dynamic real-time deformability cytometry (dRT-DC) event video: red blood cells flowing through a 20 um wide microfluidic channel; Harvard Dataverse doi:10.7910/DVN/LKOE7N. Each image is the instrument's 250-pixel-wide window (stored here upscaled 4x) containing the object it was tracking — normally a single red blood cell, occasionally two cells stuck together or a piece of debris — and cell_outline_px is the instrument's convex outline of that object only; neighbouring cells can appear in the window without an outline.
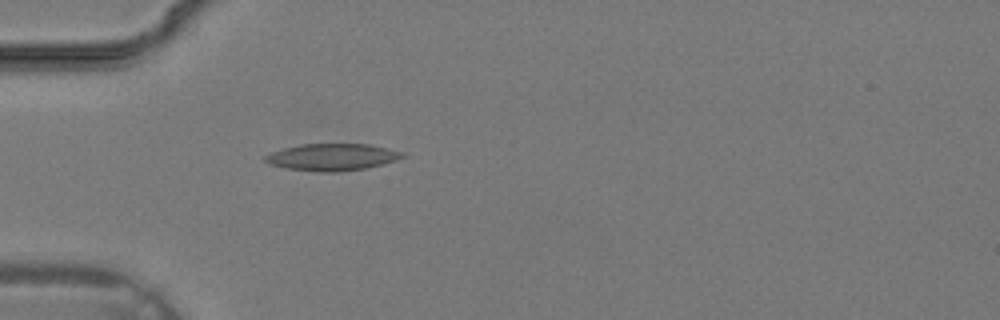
{"species": "common noctule bat (a hibernating species)", "species_latin": "Nyctalus noctula", "temperature_condition": "warm", "stored_images_in_passage": 26, "camera_frame_rate_fps": 3000, "um_per_image_px": 0.085, "animal": {"sex": "male", "body_mass_g": 19.2, "forearm_length_mm": 51.8}, "frame": {"image": 1, "passage_image": 1, "time_ms": 0.0, "image_size_px": [1000, 320], "cell_outline_px": [[404, 156], [396, 160], [384, 164], [364, 168], [336, 172], [320, 172], [288, 168], [268, 164], [264, 160], [264, 156], [272, 152], [284, 148], [300, 144], [368, 144], [388, 148], [404, 152]], "centroid_in_image_um": [28.23, 13.35], "position_along_channel_um": 56.8, "area_um2": 21.44}}
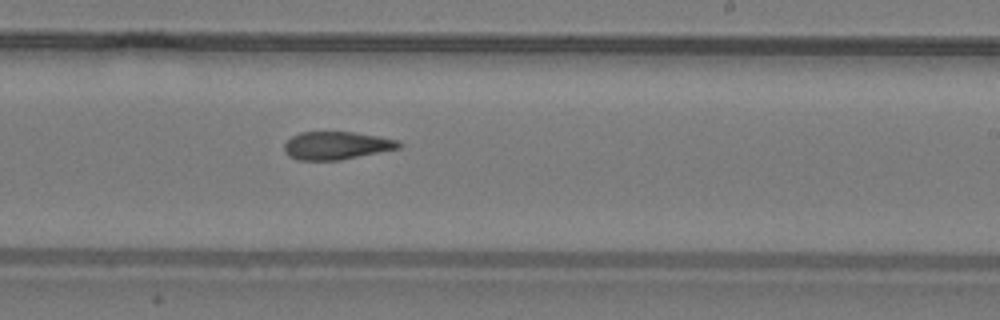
{"frame": {"image": 2, "passage_image": 12, "time_ms": 3.667, "image_size_px": [1000, 320], "cell_outline_px": [[404, 144], [400, 148], [340, 160], [296, 160], [288, 156], [284, 152], [284, 144], [292, 136], [300, 132], [352, 132], [380, 136], [396, 140]], "centroid_in_image_um": [28.59, 12.37], "position_along_channel_um": 260.4, "area_um2": 18.73}}
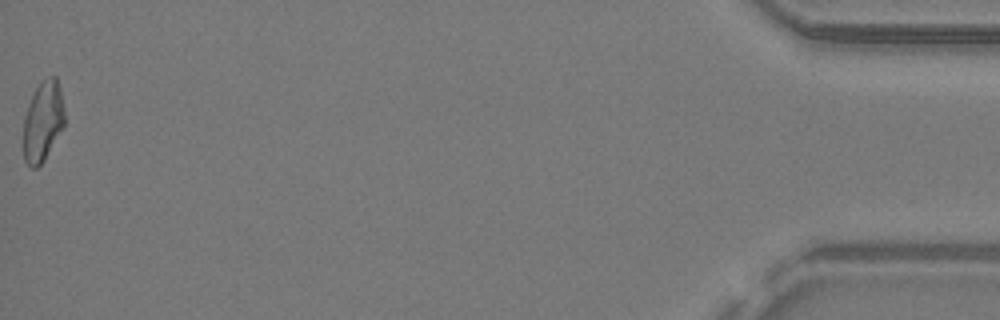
{"frame": {"image": 3, "passage_image": 26, "time_ms": 8.333, "image_size_px": [1000, 320], "cell_outline_px": [[64, 128], [44, 160], [36, 168], [32, 168], [24, 160], [24, 116], [32, 96], [36, 88], [44, 76], [56, 76], [60, 88], [64, 108]], "centroid_in_image_um": [3.67, 10.29], "position_along_channel_um": 431.5, "area_um2": 19.31}}